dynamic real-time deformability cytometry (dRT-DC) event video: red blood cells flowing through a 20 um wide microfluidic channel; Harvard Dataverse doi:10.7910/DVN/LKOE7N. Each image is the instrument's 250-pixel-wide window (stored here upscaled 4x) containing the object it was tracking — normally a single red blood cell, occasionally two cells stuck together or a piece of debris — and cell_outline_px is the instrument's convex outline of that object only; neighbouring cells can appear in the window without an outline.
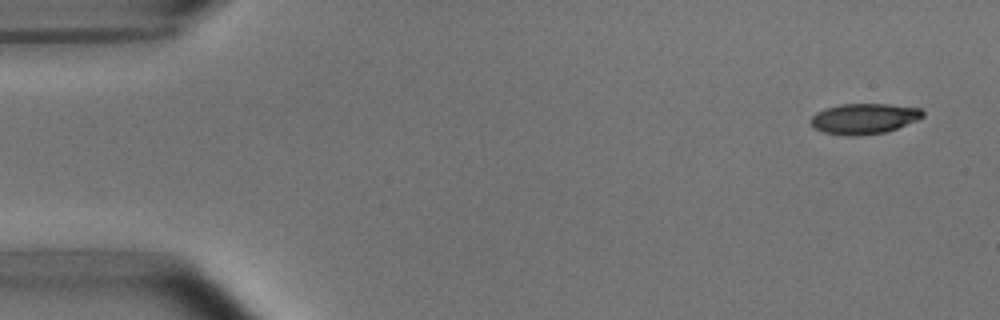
{"species": "common noctule bat (a hibernating species)", "species_latin": "Nyctalus noctula", "temperature_condition": "room temperature", "stored_images_in_passage": 5, "segment_of_instrument_passage": [1, 2], "camera_frame_rate_fps": 3000, "um_per_image_px": 0.085, "animal": {"sex": "male", "body_mass_g": 15.6}, "frame": {"image": 1, "passage_image": 1, "time_ms": 0.0, "image_size_px": [1000, 320], "cell_outline_px": [[924, 116], [916, 120], [896, 128], [884, 132], [856, 136], [848, 136], [824, 132], [812, 128], [812, 116], [816, 112], [840, 104], [888, 104], [920, 108], [924, 112]], "centroid_in_image_um": [73.43, 10.08], "position_along_channel_um": 11.6, "area_um2": 19.71}}
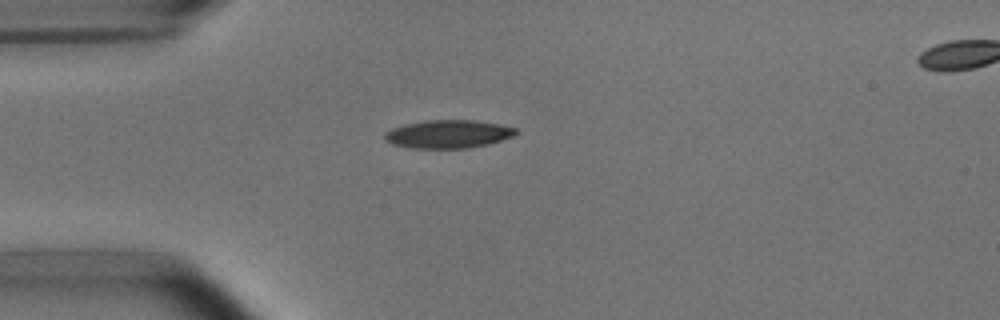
{"frame": {"image": 2, "passage_image": 4, "time_ms": 3.667, "image_size_px": [1000, 320], "cell_outline_px": [[520, 132], [512, 136], [488, 144], [468, 148], [408, 148], [392, 144], [384, 140], [384, 132], [392, 128], [404, 124], [424, 120], [472, 120], [500, 124], [516, 128]], "centroid_in_image_um": [38.06, 11.39], "position_along_channel_um": 46.9, "area_um2": 21.68}}